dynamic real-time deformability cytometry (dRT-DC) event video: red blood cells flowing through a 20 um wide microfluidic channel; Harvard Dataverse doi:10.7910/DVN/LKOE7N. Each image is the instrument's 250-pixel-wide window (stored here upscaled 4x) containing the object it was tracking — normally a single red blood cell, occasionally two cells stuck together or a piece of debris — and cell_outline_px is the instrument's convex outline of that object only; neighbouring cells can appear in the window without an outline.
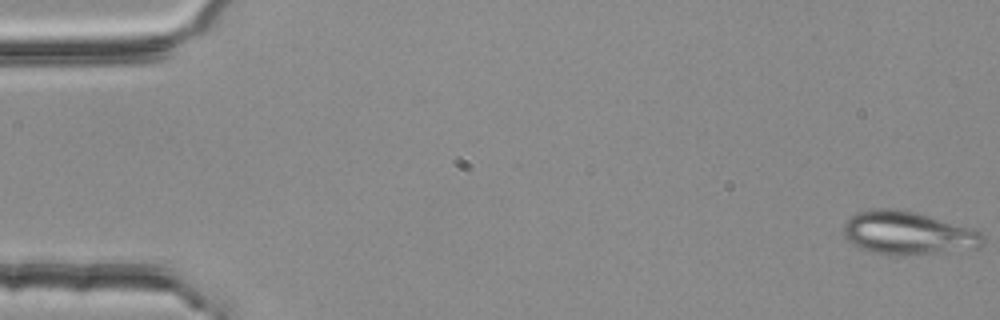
{"species": "common noctule bat (a hibernating species)", "species_latin": "Nyctalus noctula", "temperature_condition": "room temperature", "stored_images_in_passage": 54, "camera_frame_rate_fps": 3000, "um_per_image_px": 0.085, "animal": {"sex": "female", "body_mass_g": 25.1}, "frame": {"image": 1, "passage_image": 1, "time_ms": 0.0, "image_size_px": [1000, 320], "cell_outline_px": [[984, 244], [980, 248], [904, 256], [884, 256], [860, 248], [852, 244], [844, 236], [844, 224], [852, 216], [860, 212], [872, 208], [896, 208], [916, 212], [972, 228], [980, 232], [984, 236]], "centroid_in_image_um": [77.18, 19.83], "position_along_channel_um": 7.8, "area_um2": 35.49}}
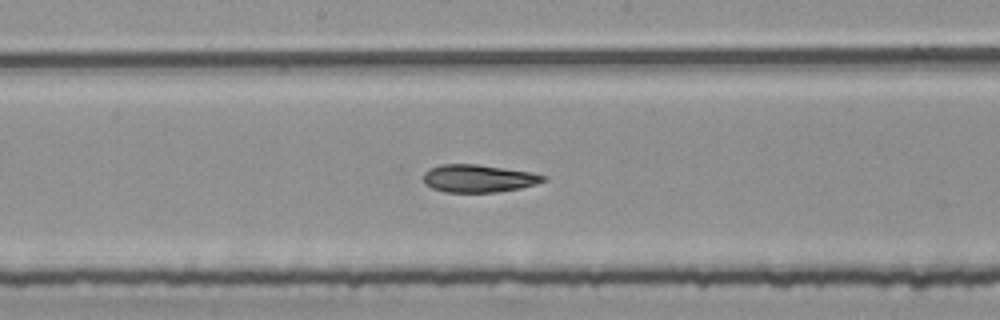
{"frame": {"image": 2, "passage_image": 29, "time_ms": 9.333, "image_size_px": [1000, 320], "cell_outline_px": [[548, 180], [536, 184], [520, 188], [496, 192], [444, 192], [432, 188], [424, 184], [424, 172], [428, 168], [440, 164], [476, 164], [532, 172], [548, 176]], "centroid_in_image_um": [40.67, 15.16], "position_along_channel_um": 207.5, "area_um2": 19.54}}
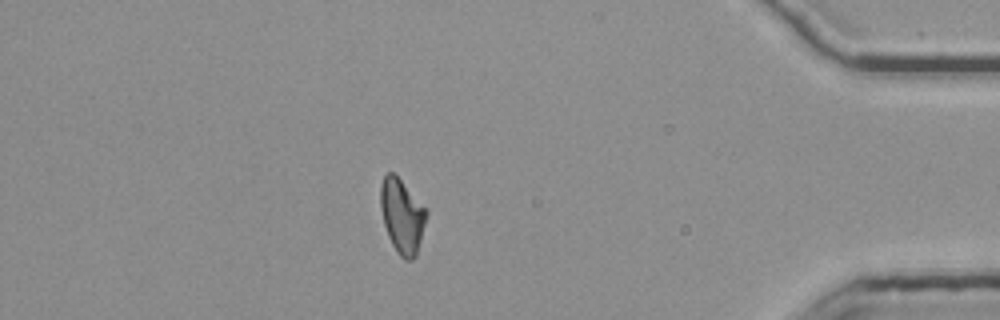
{"frame": {"image": 3, "passage_image": 48, "time_ms": 15.667, "image_size_px": [1000, 320], "cell_outline_px": [[428, 216], [416, 256], [412, 260], [404, 260], [396, 252], [388, 236], [384, 224], [380, 208], [380, 184], [384, 176], [388, 172], [392, 172], [400, 180], [428, 212]], "centroid_in_image_um": [34.16, 18.4], "position_along_channel_um": 401.0, "area_um2": 19.71}, "authors_computed_cell_mechanics": {"area_um2": 19.941, "velocity_mm_per_s": 3.7627, "shape_relaxation_time_tau1_ms": null, "shape_relaxation_time_tau2_ms": 4.7646, "deformation_change_tau1": null, "deformation_change_tau2": 0.1082}}